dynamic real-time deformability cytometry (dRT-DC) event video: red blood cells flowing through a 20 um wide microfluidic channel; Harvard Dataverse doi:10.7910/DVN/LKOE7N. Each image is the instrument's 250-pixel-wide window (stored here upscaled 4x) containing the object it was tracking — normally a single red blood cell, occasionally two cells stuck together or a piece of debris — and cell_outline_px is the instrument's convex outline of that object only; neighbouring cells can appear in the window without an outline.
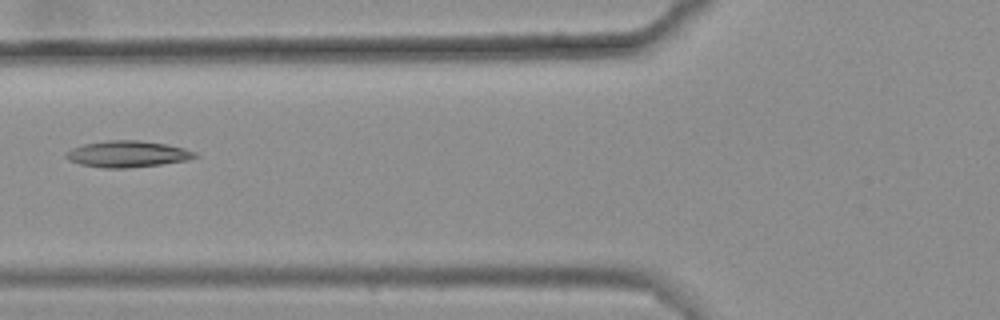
{"species": "common noctule bat (a hibernating species)", "species_latin": "Nyctalus noctula", "temperature_condition": "warm", "stored_images_in_passage": 8, "camera_frame_rate_fps": 3000, "um_per_image_px": 0.085, "animal": {"sex": "female", "body_mass_g": 25.1}, "frame": {"image": 1, "passage_image": 4, "time_ms": 1.0, "image_size_px": [1000, 320], "cell_outline_px": [[200, 156], [188, 160], [160, 164], [124, 168], [104, 168], [80, 164], [68, 160], [64, 156], [72, 148], [84, 144], [104, 140], [140, 140], [164, 144], [184, 148], [196, 152]], "centroid_in_image_um": [10.84, 13.09], "position_along_channel_um": 115.0, "area_um2": 19.77}}
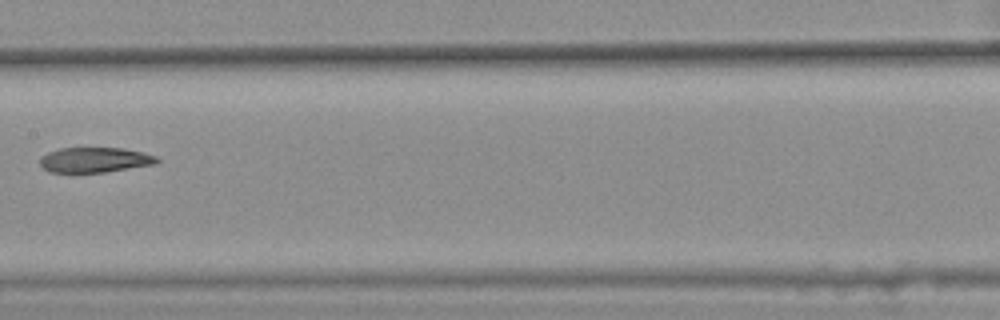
{"frame": {"image": 2, "passage_image": 6, "time_ms": 1.667, "image_size_px": [1000, 320], "cell_outline_px": [[160, 160], [156, 164], [104, 172], [48, 172], [40, 164], [40, 156], [48, 152], [60, 148], [124, 148], [144, 152], [156, 156]], "centroid_in_image_um": [8.07, 13.58], "position_along_channel_um": 199.3, "area_um2": 17.17}}
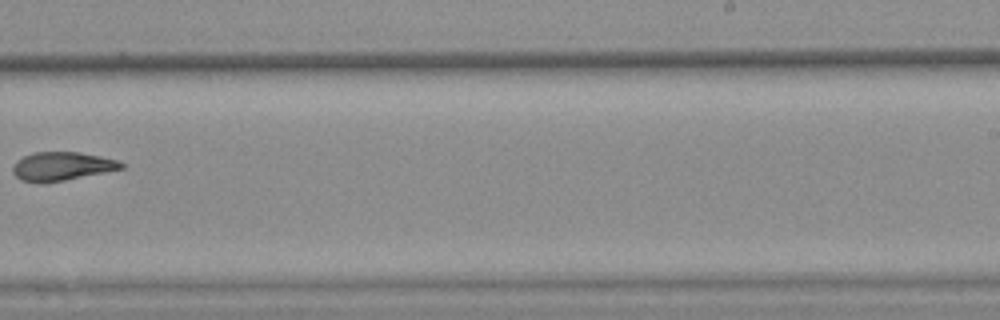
{"frame": {"image": 3, "passage_image": 8, "time_ms": 2.333, "image_size_px": [1000, 320], "cell_outline_px": [[124, 168], [64, 180], [20, 180], [12, 172], [12, 164], [16, 160], [32, 152], [76, 152], [100, 156], [116, 160], [124, 164]], "centroid_in_image_um": [5.24, 14.09], "position_along_channel_um": 283.8, "area_um2": 17.46}}